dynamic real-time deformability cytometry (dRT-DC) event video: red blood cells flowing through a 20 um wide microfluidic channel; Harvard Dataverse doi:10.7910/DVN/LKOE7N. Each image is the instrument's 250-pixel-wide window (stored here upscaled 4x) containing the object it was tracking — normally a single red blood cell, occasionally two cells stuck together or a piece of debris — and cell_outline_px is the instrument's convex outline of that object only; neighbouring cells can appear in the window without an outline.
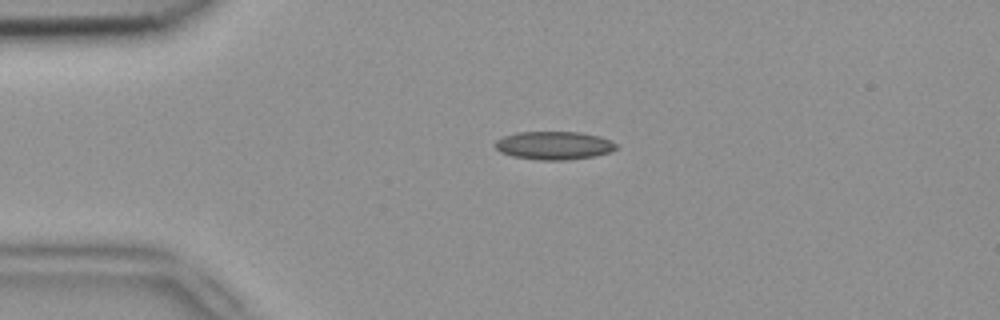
{"species": "common noctule bat (a hibernating species)", "species_latin": "Nyctalus noctula", "temperature_condition": "room temperature", "stored_images_in_passage": 41, "camera_frame_rate_fps": 3000, "um_per_image_px": 0.085, "animal": {"sex": "female", "body_mass_g": 18.4}, "frame": {"image": 1, "passage_image": 1, "time_ms": 0.0, "image_size_px": [1000, 320], "cell_outline_px": [[616, 148], [612, 152], [596, 156], [560, 160], [540, 160], [512, 156], [500, 152], [492, 144], [496, 140], [504, 136], [516, 132], [580, 132], [600, 136], [612, 140], [616, 144]], "centroid_in_image_um": [47.09, 12.36], "position_along_channel_um": 37.9, "area_um2": 20.06}}
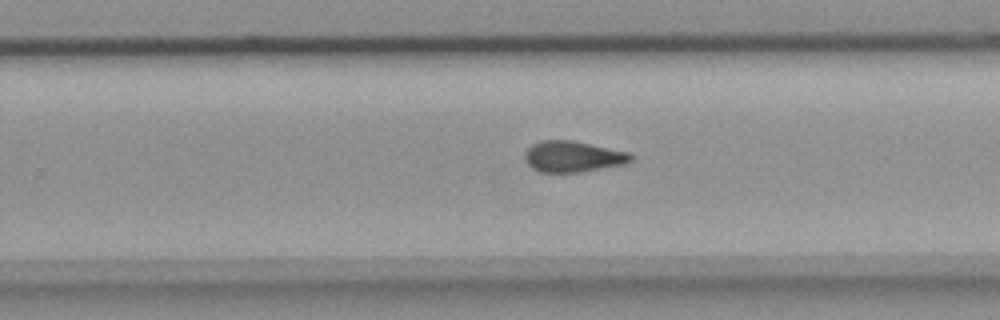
{"frame": {"image": 2, "passage_image": 22, "time_ms": 7.0, "image_size_px": [1000, 320], "cell_outline_px": [[632, 160], [624, 164], [580, 172], [540, 172], [532, 168], [524, 160], [524, 152], [532, 144], [540, 140], [572, 140], [628, 152], [632, 156]], "centroid_in_image_um": [48.64, 13.3], "position_along_channel_um": 281.2, "area_um2": 19.13}}
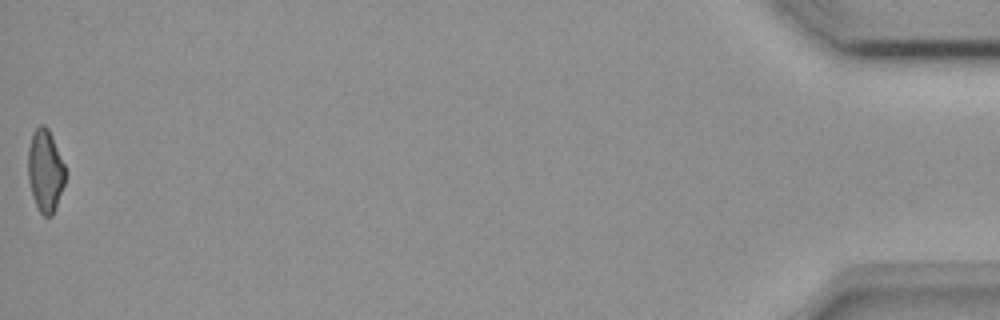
{"frame": {"image": 3, "passage_image": 41, "time_ms": 13.333, "image_size_px": [1000, 320], "cell_outline_px": [[64, 184], [52, 216], [44, 216], [40, 212], [36, 204], [28, 180], [28, 148], [32, 132], [40, 124], [44, 124], [48, 128], [52, 136], [64, 164]], "centroid_in_image_um": [3.83, 14.47], "position_along_channel_um": 431.4, "area_um2": 17.63}, "authors_computed_cell_mechanics": {"area_um2": 19.1896, "velocity_mm_per_s": 3.9237, "shape_relaxation_time_tau1_ms": 11.0717, "shape_relaxation_time_tau2_ms": 2.8029, "deformation_change_tau1": 0.2402, "deformation_change_tau2": 0.1122}}